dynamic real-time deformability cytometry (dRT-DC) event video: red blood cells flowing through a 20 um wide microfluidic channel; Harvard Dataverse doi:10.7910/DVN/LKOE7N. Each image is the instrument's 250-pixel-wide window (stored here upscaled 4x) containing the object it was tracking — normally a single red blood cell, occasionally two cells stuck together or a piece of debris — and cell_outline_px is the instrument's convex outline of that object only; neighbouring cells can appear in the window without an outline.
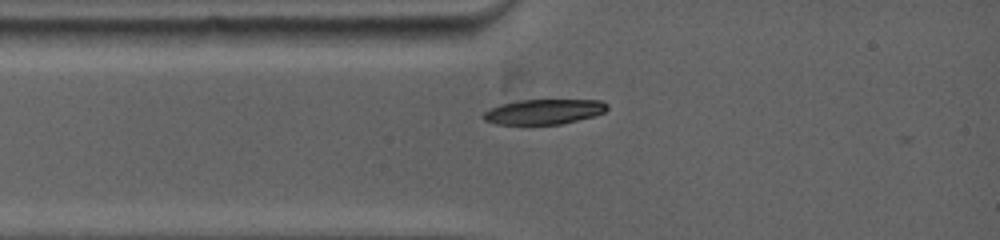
{"species": "common noctule bat (a hibernating species)", "species_latin": "Nyctalus noctula", "temperature_condition": "warm", "stored_images_in_passage": 2, "camera_frame_rate_fps": 5000, "um_per_image_px": 0.085, "animal": {"sex": "female", "body_mass_g": 19.0, "forearm_length_mm": 53.3}, "frame": {"image": 1, "passage_image": 1, "time_ms": 0.0, "image_size_px": [1000, 240], "cell_outline_px": [[608, 108], [604, 112], [596, 116], [560, 124], [496, 124], [484, 120], [480, 116], [488, 108], [500, 104], [520, 100], [600, 100], [608, 104]], "centroid_in_image_um": [46.21, 9.49], "position_along_channel_um": 38.8, "area_um2": 18.21}}